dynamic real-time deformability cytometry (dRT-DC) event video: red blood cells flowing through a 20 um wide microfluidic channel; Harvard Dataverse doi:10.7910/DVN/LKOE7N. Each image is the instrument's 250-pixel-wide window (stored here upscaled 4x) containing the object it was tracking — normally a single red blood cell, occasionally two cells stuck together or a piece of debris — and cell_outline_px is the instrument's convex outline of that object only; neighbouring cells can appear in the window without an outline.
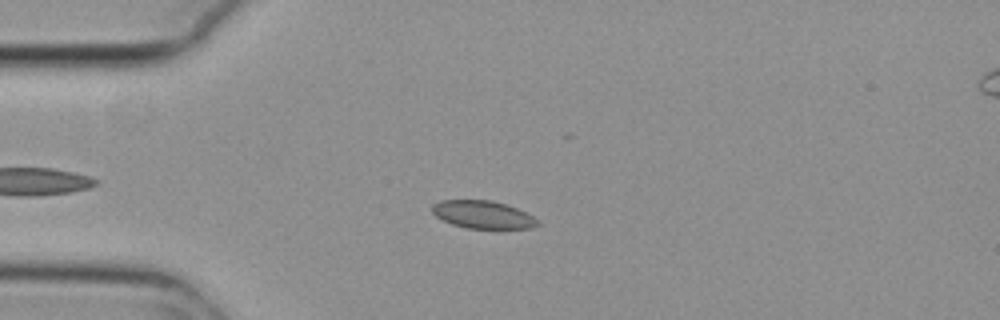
{"species": "common noctule bat (a hibernating species)", "species_latin": "Nyctalus noctula", "temperature_condition": "cold", "stored_images_in_passage": 51, "camera_frame_rate_fps": 3000, "um_per_image_px": 0.085, "animal": {"sex": "female", "body_mass_g": 29.2, "forearm_length_mm": 56.3}, "frame": {"image": 1, "passage_image": 10, "time_ms": 3.0, "image_size_px": [1000, 320], "cell_outline_px": [[540, 224], [532, 228], [468, 228], [452, 224], [436, 216], [432, 212], [432, 204], [440, 200], [492, 200], [508, 204], [532, 216]], "centroid_in_image_um": [41.02, 18.23], "position_along_channel_um": 44.0, "area_um2": 16.94}}
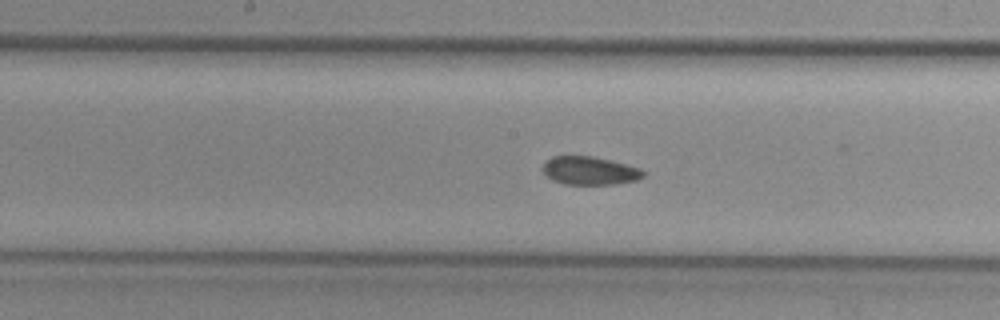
{"frame": {"image": 2, "passage_image": 24, "time_ms": 7.667, "image_size_px": [1000, 320], "cell_outline_px": [[648, 172], [644, 176], [636, 180], [616, 184], [564, 184], [552, 180], [544, 172], [544, 160], [552, 156], [592, 156], [612, 160], [640, 168]], "centroid_in_image_um": [50.16, 14.5], "position_along_channel_um": 198.0, "area_um2": 16.65}}
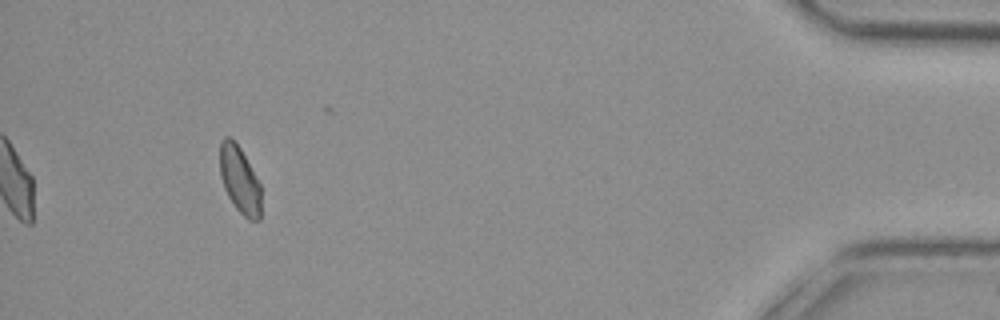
{"frame": {"image": 3, "passage_image": 47, "time_ms": 15.333, "image_size_px": [1000, 320], "cell_outline_px": [[260, 220], [248, 220], [236, 208], [228, 196], [224, 188], [220, 176], [220, 140], [224, 136], [228, 136], [240, 148], [260, 184]], "centroid_in_image_um": [20.35, 15.29], "position_along_channel_um": 414.8, "area_um2": 15.9}, "authors_computed_cell_mechanics": {"area_um2": 17.2244, "velocity_mm_per_s": 3.7511, "shape_relaxation_time_tau1_ms": null, "shape_relaxation_time_tau2_ms": 1.7136, "deformation_change_tau1": null, "deformation_change_tau2": 0.0495}}